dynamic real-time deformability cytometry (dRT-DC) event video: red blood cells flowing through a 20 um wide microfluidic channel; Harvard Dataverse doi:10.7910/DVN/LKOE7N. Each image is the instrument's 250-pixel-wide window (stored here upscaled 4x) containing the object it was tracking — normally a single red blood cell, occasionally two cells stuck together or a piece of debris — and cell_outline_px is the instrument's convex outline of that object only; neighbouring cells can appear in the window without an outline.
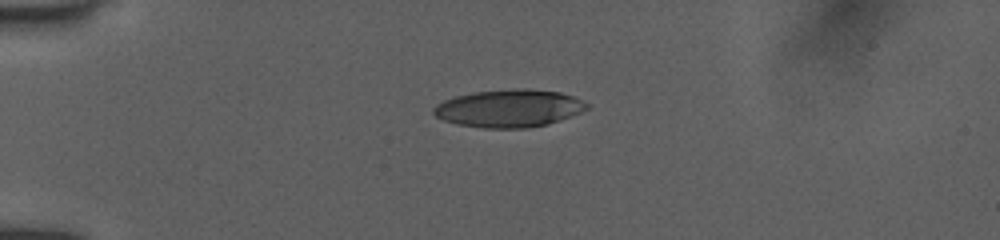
{"species": "human", "species_latin": "Homo sapiens", "temperature_condition": "room temperature", "stored_images_in_passage": 2, "camera_frame_rate_fps": 3000, "um_per_image_px": 0.085, "donor": {"sex": "female"}, "frame": {"image": 1, "passage_image": 1, "time_ms": 0.0, "image_size_px": [1000, 240], "cell_outline_px": [[588, 108], [580, 112], [548, 124], [528, 128], [484, 128], [456, 124], [444, 120], [436, 116], [432, 112], [432, 108], [436, 104], [444, 100], [456, 96], [476, 92], [520, 88], [524, 88], [560, 92], [572, 96], [588, 104]], "centroid_in_image_um": [43.24, 9.21], "position_along_channel_um": 41.8, "area_um2": 33.41}}